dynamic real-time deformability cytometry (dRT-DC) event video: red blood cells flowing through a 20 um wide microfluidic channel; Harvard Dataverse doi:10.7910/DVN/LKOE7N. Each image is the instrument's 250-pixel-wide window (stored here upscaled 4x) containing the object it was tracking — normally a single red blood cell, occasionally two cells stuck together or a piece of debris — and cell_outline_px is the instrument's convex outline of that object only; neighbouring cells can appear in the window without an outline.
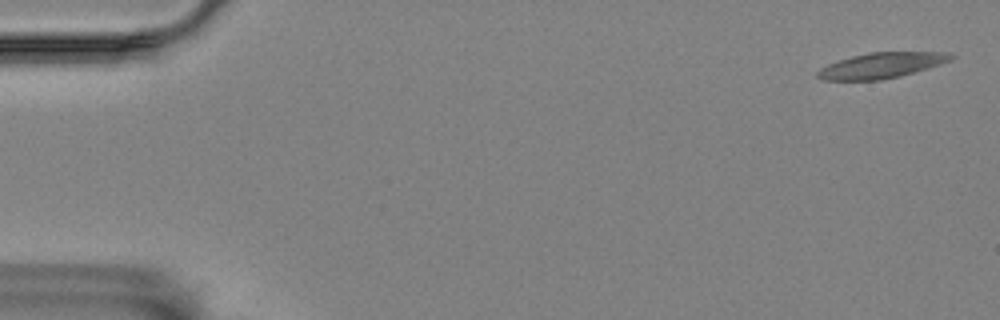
{"species": "Egyptian fruit bat (a non-hibernating species)", "species_latin": "Rousettus aegyptiacus", "temperature_condition": "room temperature", "stored_images_in_passage": 5, "camera_frame_rate_fps": 3000, "um_per_image_px": 0.085, "animal": {"sex": "female"}, "frame": {"image": 1, "passage_image": 1, "time_ms": 0.0, "image_size_px": [1000, 320], "cell_outline_px": [[956, 56], [952, 60], [928, 68], [900, 76], [880, 80], [824, 80], [816, 76], [816, 72], [820, 68], [828, 64], [852, 56], [868, 52], [952, 52]], "centroid_in_image_um": [74.95, 5.55], "position_along_channel_um": 10.1, "area_um2": 19.88}}
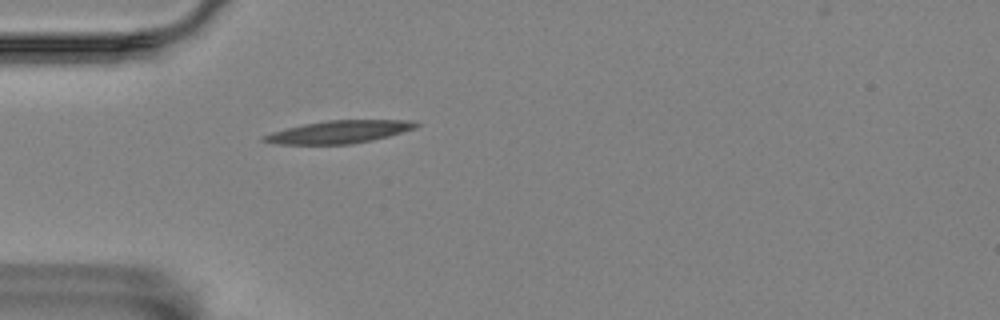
{"frame": {"image": 2, "passage_image": 5, "time_ms": 5.0, "image_size_px": [1000, 320], "cell_outline_px": [[420, 124], [416, 128], [388, 136], [372, 140], [352, 144], [276, 144], [260, 140], [260, 136], [272, 132], [304, 124], [328, 120], [412, 120]], "centroid_in_image_um": [28.81, 11.21], "position_along_channel_um": 56.2, "area_um2": 20.06}}